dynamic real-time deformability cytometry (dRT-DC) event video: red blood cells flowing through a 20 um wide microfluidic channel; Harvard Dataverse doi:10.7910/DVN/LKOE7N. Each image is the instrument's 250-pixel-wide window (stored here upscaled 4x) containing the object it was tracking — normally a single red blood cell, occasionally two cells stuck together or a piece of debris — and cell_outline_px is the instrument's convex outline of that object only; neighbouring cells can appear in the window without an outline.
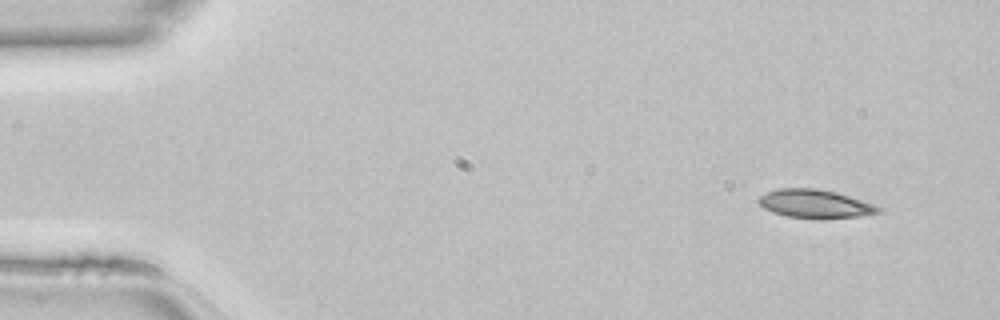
{"species": "common noctule bat (a hibernating species)", "species_latin": "Nyctalus noctula", "temperature_condition": "room temperature", "stored_images_in_passage": 44, "camera_frame_rate_fps": 3000, "um_per_image_px": 0.085, "animal": {"sex": "female", "body_mass_g": 22.7, "forearm_length_mm": 54.2}, "frame": {"image": 1, "passage_image": 1, "time_ms": 0.0, "image_size_px": [1000, 320], "cell_outline_px": [[884, 208], [880, 212], [860, 216], [820, 220], [788, 216], [772, 212], [764, 208], [756, 200], [760, 196], [768, 192], [780, 188], [820, 188], [836, 192], [876, 204]], "centroid_in_image_um": [69.33, 17.33], "position_along_channel_um": 15.7, "area_um2": 20.23}}
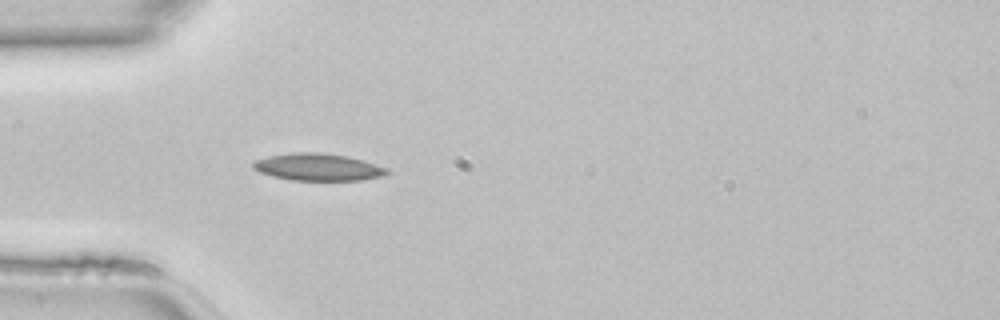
{"frame": {"image": 2, "passage_image": 11, "time_ms": 3.333, "image_size_px": [1000, 320], "cell_outline_px": [[392, 172], [384, 176], [360, 180], [292, 180], [272, 176], [260, 172], [252, 168], [252, 160], [268, 156], [296, 152], [320, 152], [348, 156], [364, 160], [388, 168]], "centroid_in_image_um": [27.05, 14.2], "position_along_channel_um": 58.0, "area_um2": 21.44}}
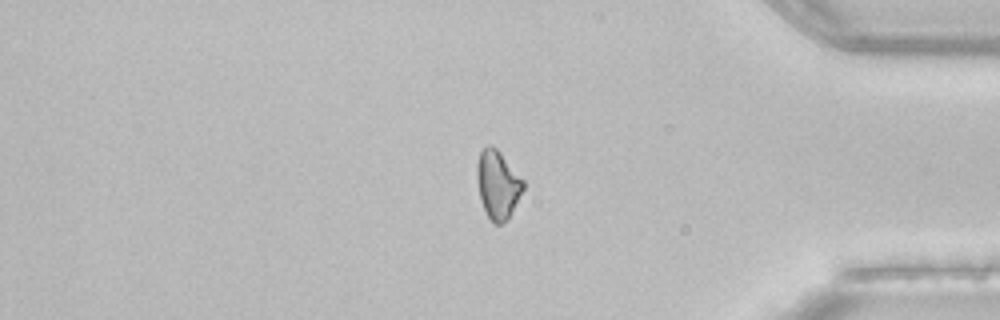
{"frame": {"image": 3, "passage_image": 36, "time_ms": 11.667, "image_size_px": [1000, 320], "cell_outline_px": [[524, 188], [504, 224], [492, 224], [484, 212], [480, 200], [476, 180], [476, 164], [480, 152], [488, 144], [492, 144], [500, 152], [524, 180]], "centroid_in_image_um": [42.27, 15.69], "position_along_channel_um": 392.9, "area_um2": 18.61}}